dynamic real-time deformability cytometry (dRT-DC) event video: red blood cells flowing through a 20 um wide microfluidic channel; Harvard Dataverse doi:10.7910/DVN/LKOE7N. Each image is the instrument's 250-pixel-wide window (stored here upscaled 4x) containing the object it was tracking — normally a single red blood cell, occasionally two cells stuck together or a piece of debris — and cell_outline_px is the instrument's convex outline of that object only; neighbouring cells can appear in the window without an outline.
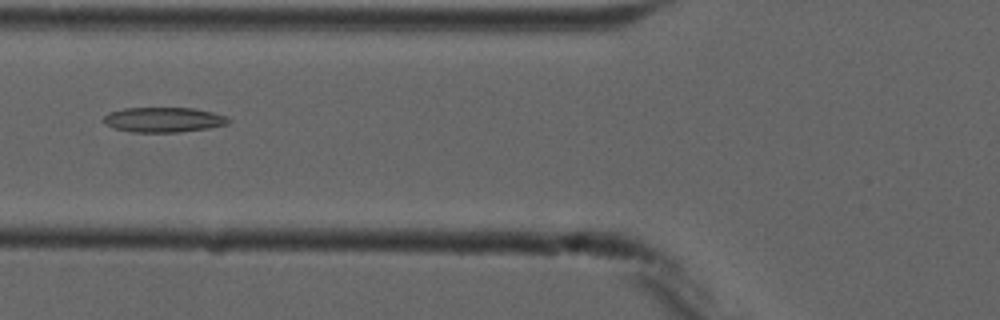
{"species": "common noctule bat (a hibernating species)", "species_latin": "Nyctalus noctula", "temperature_condition": "cold", "stored_images_in_passage": 7, "camera_frame_rate_fps": 3000, "um_per_image_px": 0.085, "animal": {"sex": "male", "forearm_length_mm": 52.5}, "frame": {"image": 1, "passage_image": 4, "time_ms": 3.333, "image_size_px": [1000, 320], "cell_outline_px": [[232, 120], [228, 124], [208, 128], [180, 132], [132, 132], [112, 128], [104, 124], [104, 116], [108, 112], [124, 108], [196, 108], [212, 112], [224, 116]], "centroid_in_image_um": [13.88, 10.18], "position_along_channel_um": 111.9, "area_um2": 18.26}}
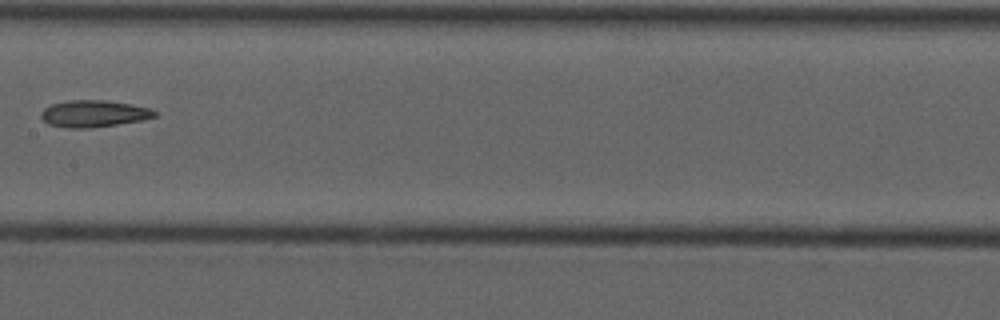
{"frame": {"image": 2, "passage_image": 6, "time_ms": 5.667, "image_size_px": [1000, 320], "cell_outline_px": [[156, 116], [144, 120], [88, 128], [68, 128], [48, 124], [40, 116], [40, 112], [44, 108], [52, 104], [72, 100], [104, 100], [132, 104], [152, 108], [156, 112]], "centroid_in_image_um": [7.98, 9.66], "position_along_channel_um": 199.4, "area_um2": 17.74}}
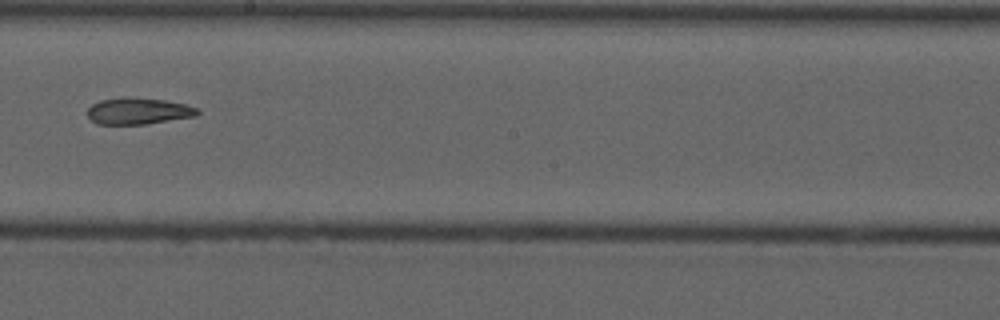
{"frame": {"image": 3, "passage_image": 7, "time_ms": 6.667, "image_size_px": [1000, 320], "cell_outline_px": [[200, 112], [196, 116], [144, 124], [96, 124], [88, 116], [88, 108], [92, 104], [100, 100], [128, 96], [164, 100], [184, 104], [200, 108]], "centroid_in_image_um": [11.76, 9.43], "position_along_channel_um": 236.4, "area_um2": 17.05}}